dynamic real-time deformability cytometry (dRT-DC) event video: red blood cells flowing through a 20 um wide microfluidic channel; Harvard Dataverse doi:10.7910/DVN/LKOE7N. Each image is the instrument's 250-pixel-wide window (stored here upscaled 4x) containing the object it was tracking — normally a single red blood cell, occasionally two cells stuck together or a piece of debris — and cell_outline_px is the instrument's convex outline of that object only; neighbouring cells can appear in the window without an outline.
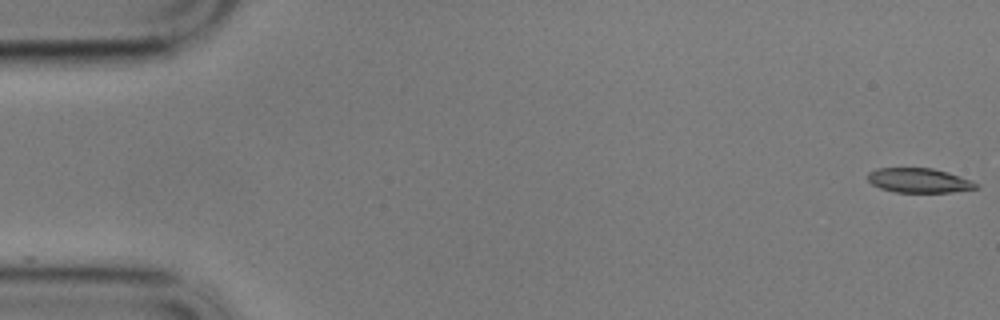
{"species": "common noctule bat (a hibernating species)", "species_latin": "Nyctalus noctula", "temperature_condition": "cold", "stored_images_in_passage": 56, "camera_frame_rate_fps": 3000, "um_per_image_px": 0.085, "animal": {"sex": "male", "body_mass_g": 17.9}, "frame": {"image": 1, "passage_image": 1, "time_ms": 0.0, "image_size_px": [1000, 320], "cell_outline_px": [[980, 188], [952, 192], [896, 192], [880, 188], [872, 184], [868, 180], [868, 172], [876, 168], [932, 168], [948, 172], [972, 180], [980, 184]], "centroid_in_image_um": [78.16, 15.34], "position_along_channel_um": 6.8, "area_um2": 15.61}}
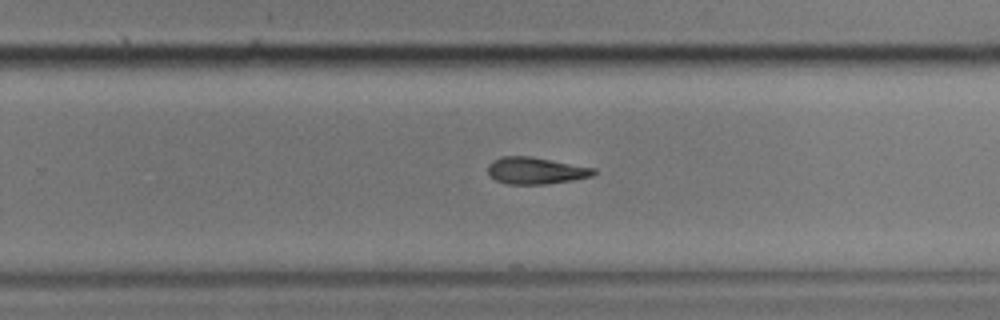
{"frame": {"image": 2, "passage_image": 37, "time_ms": 12.0, "image_size_px": [1000, 320], "cell_outline_px": [[596, 172], [592, 176], [572, 180], [548, 184], [508, 184], [496, 180], [488, 172], [488, 164], [492, 160], [500, 156], [532, 156], [596, 168]], "centroid_in_image_um": [45.54, 14.49], "position_along_channel_um": 284.3, "area_um2": 16.65}}
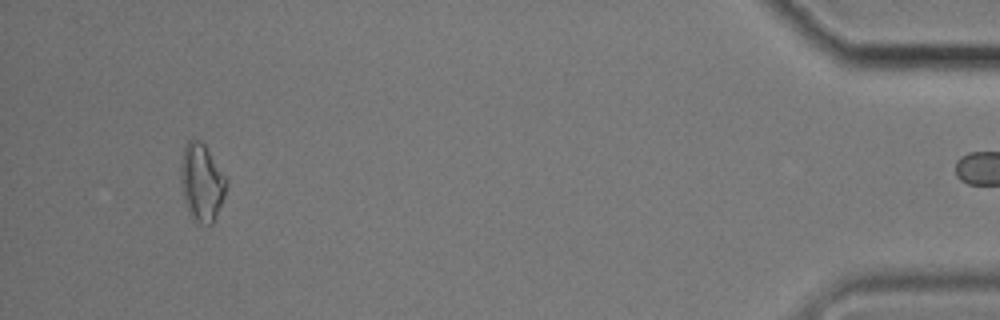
{"frame": {"image": 3, "passage_image": 55, "time_ms": 18.0, "image_size_px": [1000, 320], "cell_outline_px": [[228, 184], [224, 196], [212, 224], [200, 224], [192, 220], [188, 212], [184, 200], [180, 184], [180, 164], [184, 148], [188, 140], [192, 136], [200, 140], [204, 144], [228, 180]], "centroid_in_image_um": [17.12, 15.49], "position_along_channel_um": 418.1, "area_um2": 20.87}}